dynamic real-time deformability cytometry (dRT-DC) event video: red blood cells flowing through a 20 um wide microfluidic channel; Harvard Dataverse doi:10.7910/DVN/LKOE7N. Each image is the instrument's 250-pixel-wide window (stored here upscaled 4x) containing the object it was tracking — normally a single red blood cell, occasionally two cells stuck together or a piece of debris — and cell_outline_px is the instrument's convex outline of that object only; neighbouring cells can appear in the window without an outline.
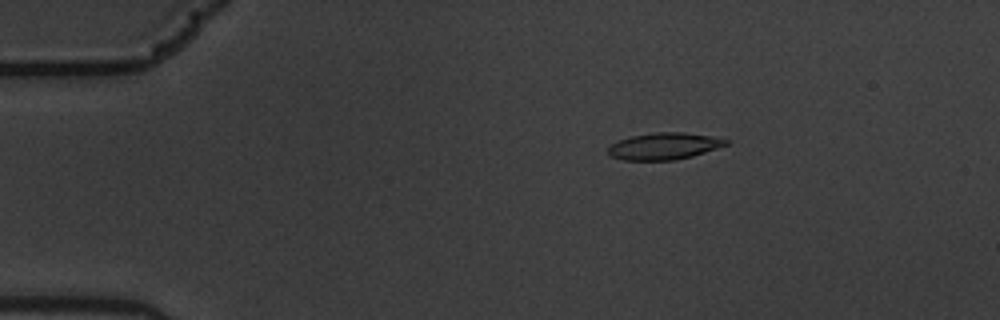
{"species": "common noctule bat (a hibernating species)", "species_latin": "Nyctalus noctula", "temperature_condition": "warm", "stored_images_in_passage": 53, "camera_frame_rate_fps": 3000, "um_per_image_px": 0.085, "animal": {"sex": "male", "body_mass_g": 19.5, "forearm_length_mm": 54.6}, "frame": {"image": 1, "passage_image": 6, "time_ms": 1.667, "image_size_px": [1000, 320], "cell_outline_px": [[732, 140], [728, 144], [692, 156], [676, 160], [624, 160], [608, 156], [608, 148], [612, 144], [620, 140], [632, 136], [656, 132], [684, 132]], "centroid_in_image_um": [56.44, 12.43], "position_along_channel_um": 28.6, "area_um2": 18.26}}
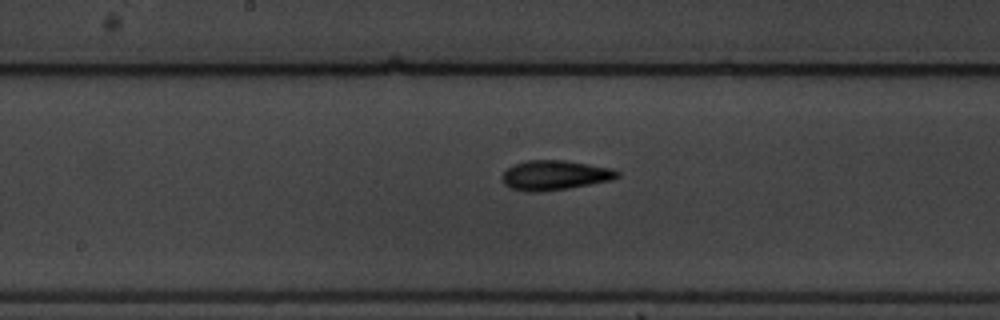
{"frame": {"image": 2, "passage_image": 26, "time_ms": 8.333, "image_size_px": [1000, 320], "cell_outline_px": [[620, 176], [612, 180], [568, 188], [540, 192], [528, 192], [512, 188], [504, 184], [500, 180], [500, 176], [508, 168], [516, 164], [528, 160], [564, 160], [612, 168], [620, 172]], "centroid_in_image_um": [47.15, 14.89], "position_along_channel_um": 201.0, "area_um2": 19.94}}
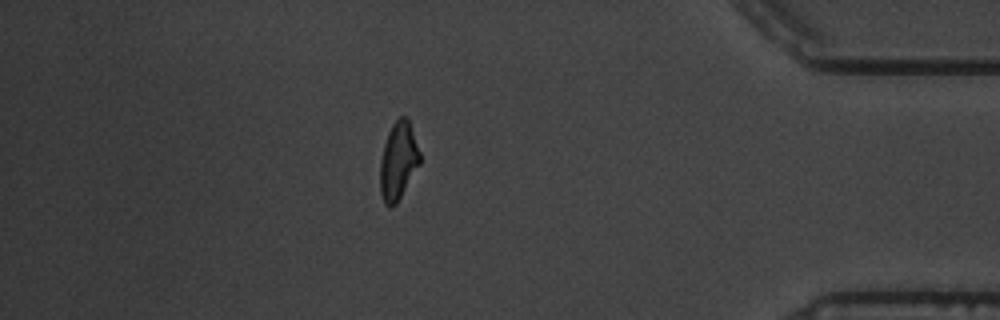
{"frame": {"image": 3, "passage_image": 46, "time_ms": 15.0, "image_size_px": [1000, 320], "cell_outline_px": [[420, 164], [396, 204], [392, 208], [388, 208], [384, 204], [380, 192], [380, 160], [384, 144], [388, 132], [392, 124], [400, 116], [404, 116], [408, 120], [420, 152]], "centroid_in_image_um": [33.83, 13.72], "position_along_channel_um": 401.4, "area_um2": 17.98}, "authors_computed_cell_mechanics": {"area_um2": 18.3804, "velocity_mm_per_s": 3.5502, "shape_relaxation_time_tau1_ms": 7.0862, "shape_relaxation_time_tau2_ms": 3.483, "deformation_change_tau1": 0.1952, "deformation_change_tau2": 0.1215}}